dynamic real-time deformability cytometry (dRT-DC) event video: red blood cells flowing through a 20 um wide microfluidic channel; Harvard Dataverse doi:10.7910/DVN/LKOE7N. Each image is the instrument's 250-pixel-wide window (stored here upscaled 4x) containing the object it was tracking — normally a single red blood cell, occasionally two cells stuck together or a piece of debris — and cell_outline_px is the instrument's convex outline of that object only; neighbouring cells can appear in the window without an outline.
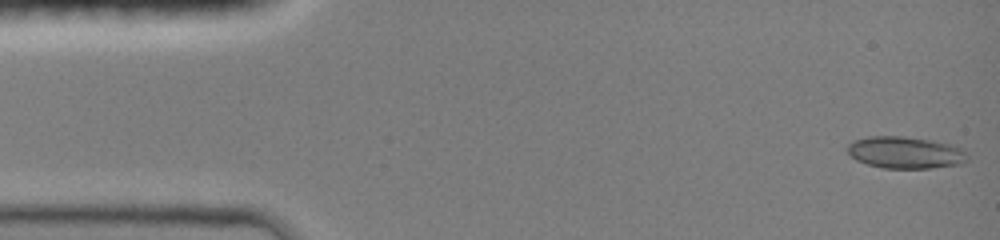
{"species": "common noctule bat (a hibernating species)", "species_latin": "Nyctalus noctula", "temperature_condition": "room temperature", "stored_images_in_passage": 41, "camera_frame_rate_fps": 3000, "um_per_image_px": 0.085, "animal": {"sex": "female", "body_mass_g": 19.0, "forearm_length_mm": 51.5}, "frame": {"image": 1, "passage_image": 1, "time_ms": 0.0, "image_size_px": [1000, 240], "cell_outline_px": [[964, 160], [956, 164], [928, 168], [884, 168], [868, 164], [856, 160], [848, 152], [848, 144], [856, 140], [868, 136], [904, 136], [932, 140], [948, 144], [960, 148], [964, 152]], "centroid_in_image_um": [76.87, 12.95], "position_along_channel_um": 8.1, "area_um2": 21.73}}
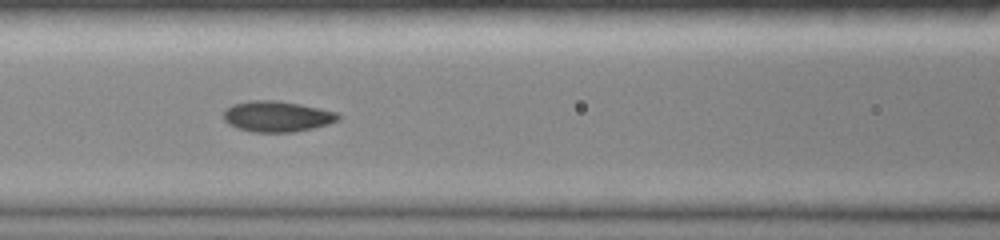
{"frame": {"image": 2, "passage_image": 23, "time_ms": 6.0, "image_size_px": [1000, 240], "cell_outline_px": [[340, 120], [328, 124], [312, 128], [292, 132], [252, 132], [236, 128], [228, 124], [224, 120], [224, 112], [232, 104], [252, 100], [276, 100], [300, 104], [320, 108], [336, 112], [340, 116]], "centroid_in_image_um": [23.54, 9.9], "position_along_channel_um": 143.1, "area_um2": 20.58}}
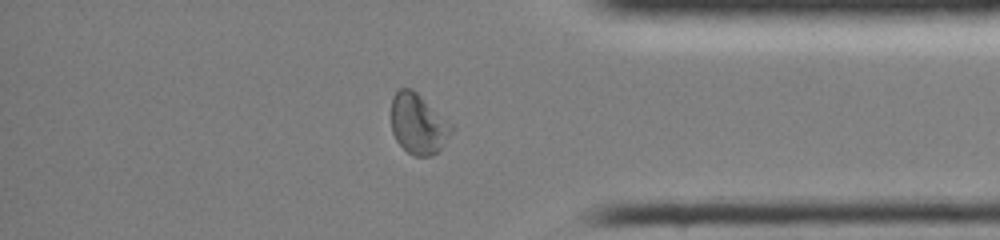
{"frame": {"image": 3, "passage_image": 36, "time_ms": 12.333, "image_size_px": [1000, 240], "cell_outline_px": [[452, 132], [440, 148], [432, 156], [412, 156], [396, 140], [392, 132], [392, 96], [400, 88], [412, 88], [452, 124]], "centroid_in_image_um": [35.53, 10.53], "position_along_channel_um": 399.7, "area_um2": 20.92}, "authors_computed_cell_mechanics": {"area_um2": 20.519, "velocity_mm_per_s": 4.1688, "shape_relaxation_time_tau1_ms": null, "shape_relaxation_time_tau2_ms": 1.2219, "deformation_change_tau1": null, "deformation_change_tau2": 0.043}}